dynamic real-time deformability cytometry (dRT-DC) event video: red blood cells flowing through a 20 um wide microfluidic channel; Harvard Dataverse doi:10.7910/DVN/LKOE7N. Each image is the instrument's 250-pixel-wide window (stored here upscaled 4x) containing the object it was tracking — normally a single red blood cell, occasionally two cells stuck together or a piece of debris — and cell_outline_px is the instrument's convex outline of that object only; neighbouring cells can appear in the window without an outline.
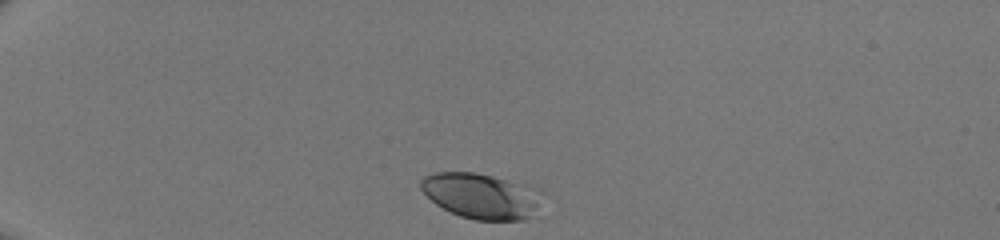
{"species": "human", "species_latin": "Homo sapiens", "temperature_condition": "room temperature", "stored_images_in_passage": 32, "camera_frame_rate_fps": 3000, "um_per_image_px": 0.085, "donor": {"sex": "male"}, "frame": {"image": 1, "passage_image": 1, "time_ms": 0.0, "image_size_px": [1000, 240], "cell_outline_px": [[544, 196], [528, 216], [524, 220], [476, 220], [460, 216], [436, 204], [420, 188], [420, 180], [424, 176], [436, 172], [476, 172], [540, 188], [544, 192]], "centroid_in_image_um": [40.91, 16.63], "position_along_channel_um": 44.1, "area_um2": 32.02}}
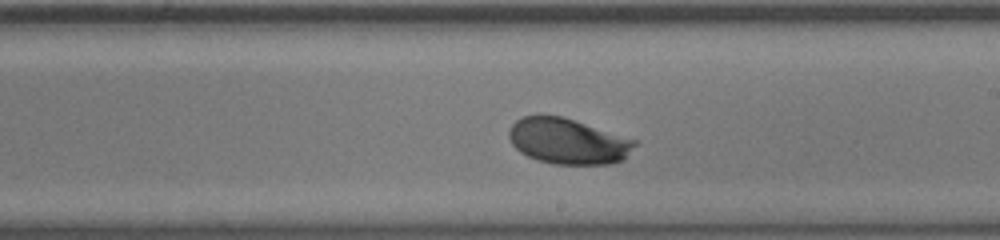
{"frame": {"image": 2, "passage_image": 19, "time_ms": 6.0, "image_size_px": [1000, 240], "cell_outline_px": [[640, 140], [624, 160], [608, 164], [552, 164], [536, 160], [520, 152], [512, 144], [508, 136], [508, 128], [520, 116], [540, 112], [560, 116]], "centroid_in_image_um": [48.25, 11.97], "position_along_channel_um": 240.8, "area_um2": 34.28}}
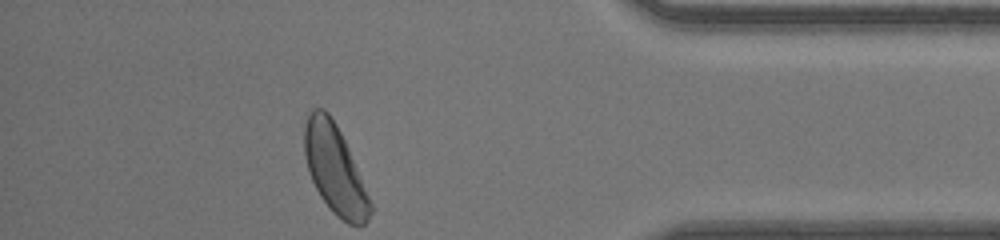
{"frame": {"image": 3, "passage_image": 32, "time_ms": 10.333, "image_size_px": [1000, 240], "cell_outline_px": [[372, 212], [368, 220], [364, 224], [348, 224], [336, 216], [332, 212], [320, 196], [308, 172], [304, 156], [304, 124], [312, 108], [324, 108], [328, 112], [336, 124], [348, 148], [372, 204]], "centroid_in_image_um": [28.43, 14.39], "position_along_channel_um": 406.8, "area_um2": 33.81}}